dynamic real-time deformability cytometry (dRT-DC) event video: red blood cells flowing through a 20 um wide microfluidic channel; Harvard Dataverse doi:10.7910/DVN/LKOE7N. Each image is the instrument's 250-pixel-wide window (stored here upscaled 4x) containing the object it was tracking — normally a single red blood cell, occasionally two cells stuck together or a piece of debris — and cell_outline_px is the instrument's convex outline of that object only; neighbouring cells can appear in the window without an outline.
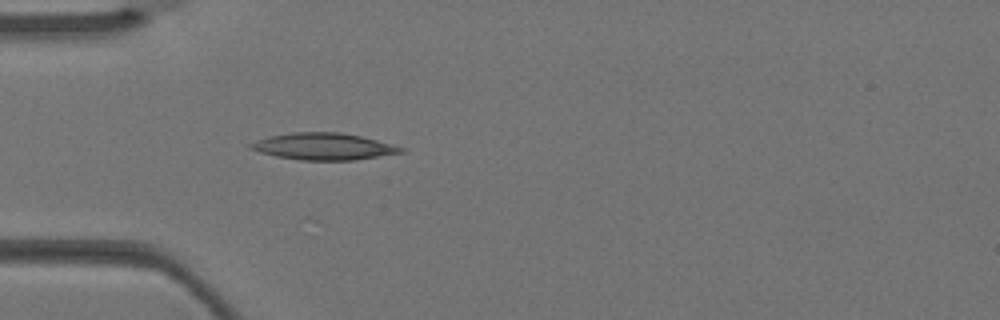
{"species": "Egyptian fruit bat (a non-hibernating species)", "species_latin": "Rousettus aegyptiacus", "temperature_condition": "warm", "stored_images_in_passage": 4, "camera_frame_rate_fps": 3000, "um_per_image_px": 0.085, "animal": {"sex": "female"}, "frame": {"image": 1, "passage_image": 4, "time_ms": 1.0, "image_size_px": [1000, 320], "cell_outline_px": [[404, 152], [352, 160], [300, 160], [276, 156], [260, 152], [248, 148], [248, 144], [256, 140], [268, 136], [292, 132], [340, 132], [360, 136], [392, 144], [404, 148]], "centroid_in_image_um": [27.45, 12.44], "position_along_channel_um": 57.6, "area_um2": 23.35}}